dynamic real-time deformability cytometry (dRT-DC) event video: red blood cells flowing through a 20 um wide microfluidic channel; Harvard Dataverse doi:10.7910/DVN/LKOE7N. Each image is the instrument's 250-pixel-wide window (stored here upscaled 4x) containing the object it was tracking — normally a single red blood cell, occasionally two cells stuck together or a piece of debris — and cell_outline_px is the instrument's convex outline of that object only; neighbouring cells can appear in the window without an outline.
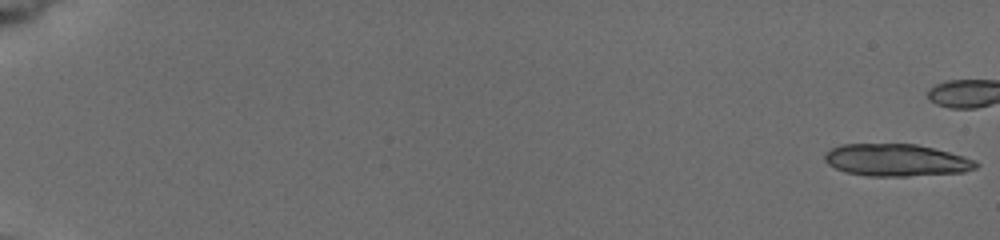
{"species": "common noctule bat (a hibernating species)", "species_latin": "Nyctalus noctula", "temperature_condition": "cold", "stored_images_in_passage": 21, "camera_frame_rate_fps": 3000, "um_per_image_px": 0.085, "animal": {"sex": "female", "body_mass_g": 19.5, "forearm_length_mm": 54.1}, "frame": {"image": 1, "passage_image": 1, "time_ms": 0.0, "image_size_px": [1000, 240], "cell_outline_px": [[980, 164], [976, 168], [964, 172], [908, 176], [868, 176], [844, 172], [828, 164], [824, 160], [824, 152], [840, 144], [916, 144], [964, 156], [976, 160]], "centroid_in_image_um": [76.17, 13.61], "position_along_channel_um": 8.8, "area_um2": 28.5}}